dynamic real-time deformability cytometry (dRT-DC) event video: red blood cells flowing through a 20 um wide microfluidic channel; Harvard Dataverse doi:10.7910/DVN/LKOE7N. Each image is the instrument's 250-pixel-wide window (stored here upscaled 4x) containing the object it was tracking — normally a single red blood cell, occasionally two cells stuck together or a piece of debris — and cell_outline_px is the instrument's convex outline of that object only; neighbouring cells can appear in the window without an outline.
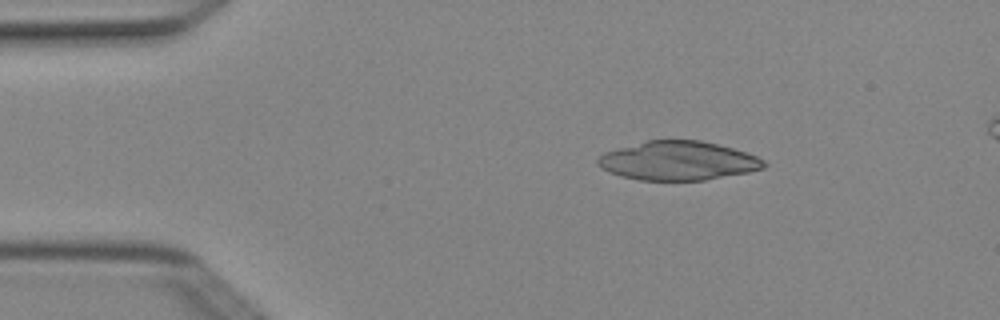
{"species": "Egyptian fruit bat (a non-hibernating species)", "species_latin": "Rousettus aegyptiacus", "temperature_condition": "cold", "stored_images_in_passage": 3, "camera_frame_rate_fps": 3000, "um_per_image_px": 0.085, "animal": {"sex": "female"}, "frame": {"image": 1, "passage_image": 1, "time_ms": 0.0, "image_size_px": [1000, 320], "cell_outline_px": [[768, 164], [764, 168], [748, 172], [704, 180], [640, 180], [620, 176], [608, 172], [600, 168], [596, 164], [596, 160], [604, 152], [648, 140], [700, 140], [748, 152], [764, 160]], "centroid_in_image_um": [57.62, 13.67], "position_along_channel_um": 27.4, "area_um2": 37.69}}